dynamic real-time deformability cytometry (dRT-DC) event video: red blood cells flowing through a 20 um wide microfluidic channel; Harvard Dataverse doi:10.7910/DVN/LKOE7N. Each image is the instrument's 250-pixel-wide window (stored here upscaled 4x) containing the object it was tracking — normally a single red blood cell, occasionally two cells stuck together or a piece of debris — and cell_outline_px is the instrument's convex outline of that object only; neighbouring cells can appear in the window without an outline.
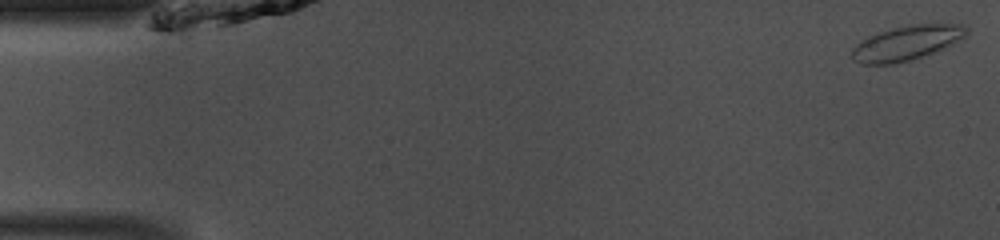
{"species": "common noctule bat (a hibernating species)", "species_latin": "Nyctalus noctula", "temperature_condition": "room temperature", "stored_images_in_passage": 48, "camera_frame_rate_fps": 3000, "um_per_image_px": 0.085, "animal": {"sex": "male", "body_mass_g": 13.0, "forearm_length_mm": 53.1}, "frame": {"image": 1, "passage_image": 1, "time_ms": 0.0, "image_size_px": [1000, 240], "cell_outline_px": [[968, 32], [964, 36], [936, 52], [908, 60], [892, 64], [860, 64], [852, 60], [852, 48], [856, 44], [868, 36], [892, 28], [908, 24], [936, 20], [964, 24], [968, 28]], "centroid_in_image_um": [77.12, 3.59], "position_along_channel_um": 7.9, "area_um2": 23.76}}
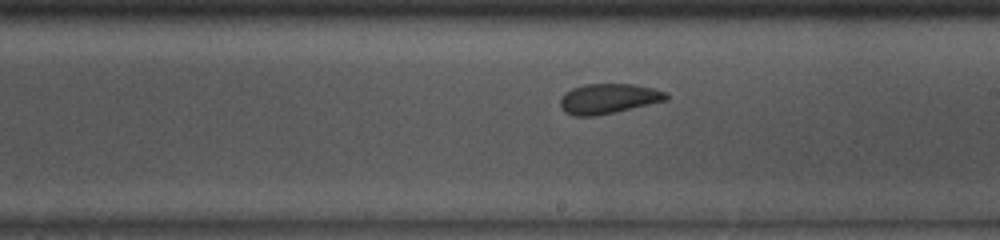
{"frame": {"image": 2, "passage_image": 27, "time_ms": 8.667, "image_size_px": [1000, 240], "cell_outline_px": [[668, 100], [612, 112], [592, 116], [572, 116], [564, 112], [560, 104], [560, 100], [564, 92], [572, 88], [584, 84], [636, 84], [652, 88], [664, 92], [668, 96]], "centroid_in_image_um": [51.67, 8.37], "position_along_channel_um": 237.3, "area_um2": 18.38}}
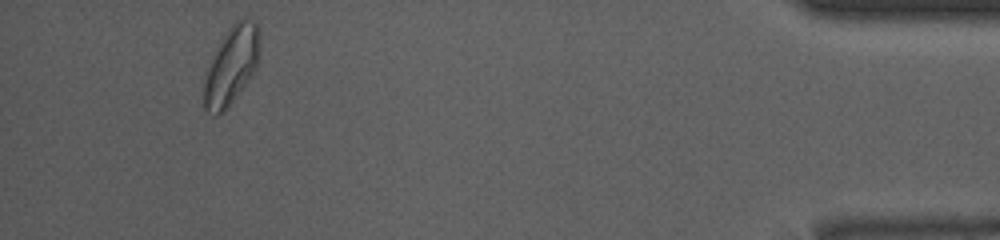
{"frame": {"image": 3, "passage_image": 45, "time_ms": 14.667, "image_size_px": [1000, 240], "cell_outline_px": [[260, 52], [256, 68], [248, 80], [228, 108], [220, 116], [216, 116], [208, 112], [204, 108], [200, 80], [204, 72], [224, 36], [232, 24], [236, 20], [244, 16], [252, 20], [256, 24], [260, 36]], "centroid_in_image_um": [19.62, 5.62], "position_along_channel_um": 415.6, "area_um2": 25.95}, "authors_computed_cell_mechanics": {"area_um2": 19.8832, "velocity_mm_per_s": 4.0849, "shape_relaxation_time_tau1_ms": 4.1938, "shape_relaxation_time_tau2_ms": 1.1482, "deformation_change_tau1": 0.0741, "deformation_change_tau2": 0.0461}}